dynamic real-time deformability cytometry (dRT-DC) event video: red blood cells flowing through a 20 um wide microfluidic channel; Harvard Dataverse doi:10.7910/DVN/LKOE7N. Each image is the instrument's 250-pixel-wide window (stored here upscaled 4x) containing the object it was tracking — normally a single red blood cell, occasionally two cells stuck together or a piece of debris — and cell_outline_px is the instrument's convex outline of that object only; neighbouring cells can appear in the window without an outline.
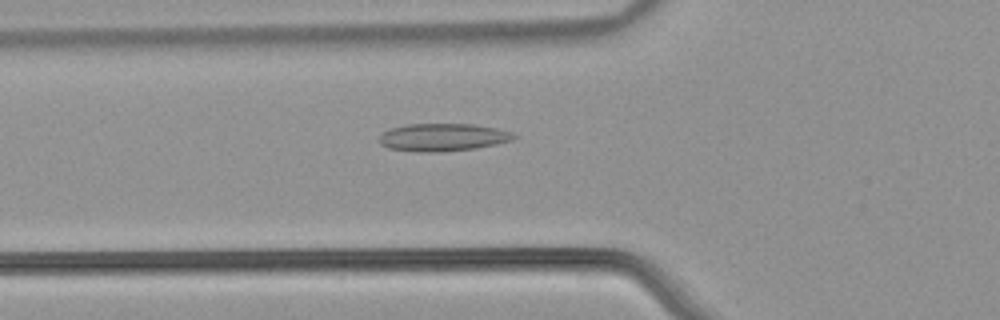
{"species": "common noctule bat (a hibernating species)", "species_latin": "Nyctalus noctula", "temperature_condition": "warm", "stored_images_in_passage": 46, "camera_frame_rate_fps": 3000, "um_per_image_px": 0.085, "animal": {"sex": "male", "body_mass_g": 21.5, "forearm_length_mm": 52.0}, "frame": {"image": 1, "passage_image": 12, "time_ms": 3.667, "image_size_px": [1000, 320], "cell_outline_px": [[520, 136], [512, 140], [496, 144], [476, 148], [432, 152], [424, 152], [388, 148], [380, 144], [380, 136], [384, 132], [392, 128], [404, 124], [472, 124], [496, 128], [512, 132]], "centroid_in_image_um": [37.68, 11.66], "position_along_channel_um": 88.1, "area_um2": 21.56}}
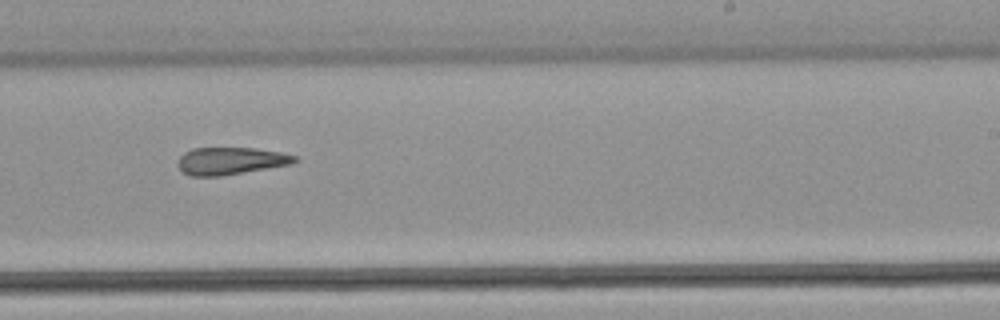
{"frame": {"image": 2, "passage_image": 26, "time_ms": 8.333, "image_size_px": [1000, 320], "cell_outline_px": [[300, 160], [292, 164], [220, 176], [192, 176], [184, 172], [176, 164], [176, 160], [184, 152], [192, 148], [256, 148], [280, 152], [296, 156]], "centroid_in_image_um": [19.6, 13.67], "position_along_channel_um": 269.4, "area_um2": 18.67}}
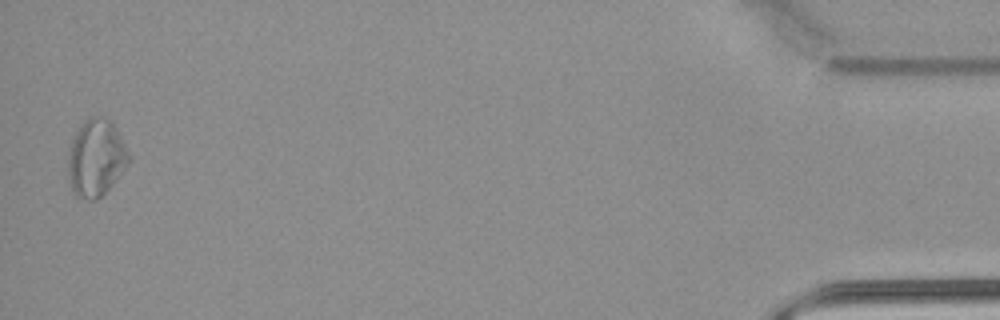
{"frame": {"image": 3, "passage_image": 45, "time_ms": 14.667, "image_size_px": [1000, 320], "cell_outline_px": [[132, 160], [112, 184], [96, 200], [88, 200], [76, 196], [72, 188], [68, 172], [68, 152], [72, 140], [76, 132], [84, 120], [92, 116], [104, 116], [116, 128], [132, 156]], "centroid_in_image_um": [8.18, 13.41], "position_along_channel_um": 427.0, "area_um2": 27.22}, "authors_computed_cell_mechanics": {"area_um2": 20.8369, "velocity_mm_per_s": 3.8816, "shape_relaxation_time_tau1_ms": null, "shape_relaxation_time_tau2_ms": 7.6127, "deformation_change_tau1": null, "deformation_change_tau2": 0.1928}}